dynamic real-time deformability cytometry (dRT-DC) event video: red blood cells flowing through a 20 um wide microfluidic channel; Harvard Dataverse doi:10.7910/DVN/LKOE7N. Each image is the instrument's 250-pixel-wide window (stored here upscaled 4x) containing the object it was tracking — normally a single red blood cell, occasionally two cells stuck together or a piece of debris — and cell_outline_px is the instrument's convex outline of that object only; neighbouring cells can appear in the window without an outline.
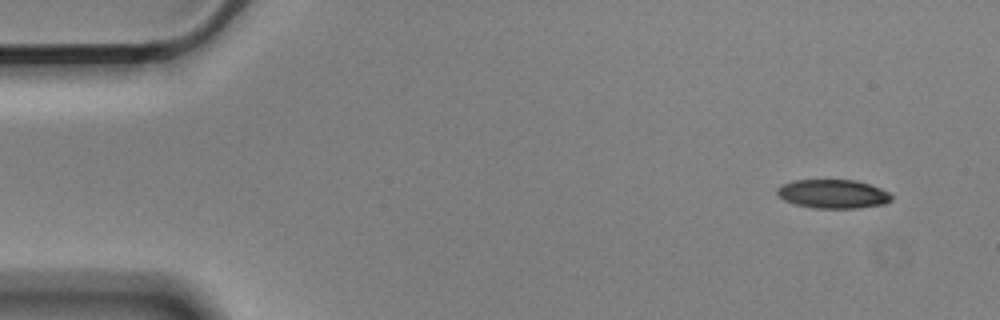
{"species": "Egyptian fruit bat (a non-hibernating species)", "species_latin": "Rousettus aegyptiacus", "temperature_condition": "cold", "stored_images_in_passage": 9, "camera_frame_rate_fps": 3000, "um_per_image_px": 0.085, "animal": {"sex": "male"}, "frame": {"image": 1, "passage_image": 1, "time_ms": 0.0, "image_size_px": [1000, 320], "cell_outline_px": [[892, 200], [884, 204], [856, 208], [816, 208], [796, 204], [784, 200], [776, 192], [776, 188], [792, 180], [856, 180], [880, 188], [888, 192], [892, 196]], "centroid_in_image_um": [70.81, 16.48], "position_along_channel_um": 14.2, "area_um2": 19.07}}
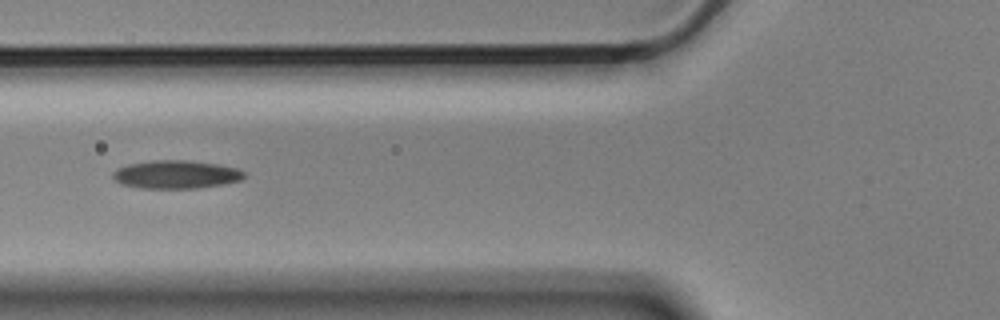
{"frame": {"image": 2, "passage_image": 6, "time_ms": 1.667, "image_size_px": [1000, 320], "cell_outline_px": [[244, 176], [240, 180], [224, 184], [196, 188], [140, 188], [120, 184], [112, 180], [112, 172], [128, 164], [152, 160], [184, 160], [216, 164], [236, 168], [244, 172]], "centroid_in_image_um": [14.91, 14.83], "position_along_channel_um": 110.9, "area_um2": 21.5}}
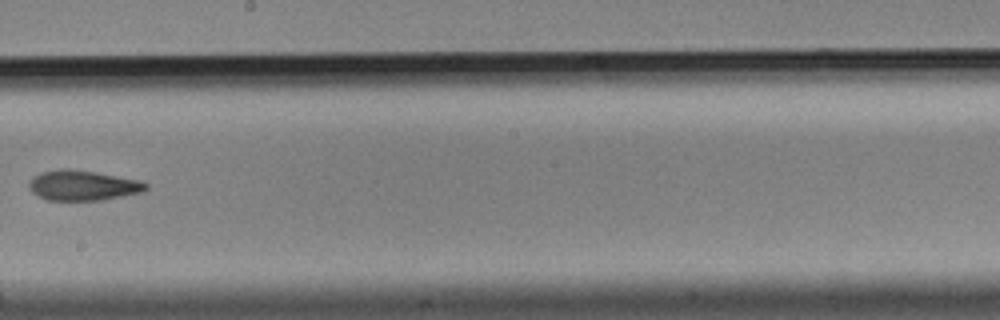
{"frame": {"image": 3, "passage_image": 9, "time_ms": 2.667, "image_size_px": [1000, 320], "cell_outline_px": [[148, 188], [144, 192], [104, 200], [44, 200], [36, 196], [28, 188], [28, 180], [32, 176], [40, 172], [60, 168], [68, 168], [96, 172], [140, 180], [148, 184]], "centroid_in_image_um": [7.0, 15.76], "position_along_channel_um": 241.2, "area_um2": 21.04}}